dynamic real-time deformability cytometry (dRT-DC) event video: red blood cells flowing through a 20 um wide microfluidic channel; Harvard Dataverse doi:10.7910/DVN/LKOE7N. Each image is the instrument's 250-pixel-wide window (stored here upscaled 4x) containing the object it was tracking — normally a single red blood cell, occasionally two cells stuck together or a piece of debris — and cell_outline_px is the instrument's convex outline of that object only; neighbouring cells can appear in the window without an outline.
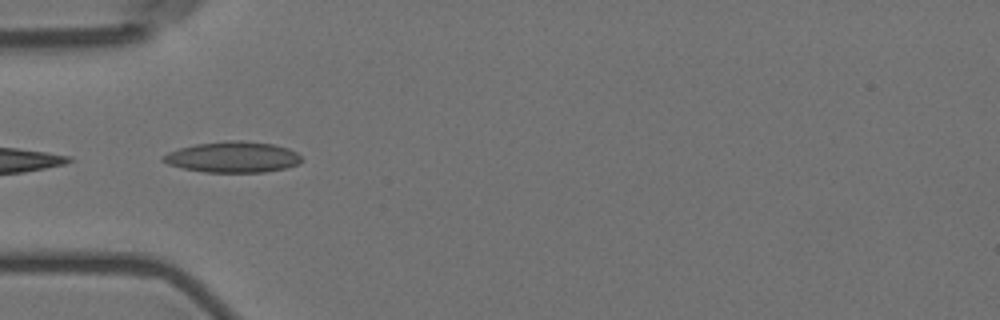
{"species": "Egyptian fruit bat (a non-hibernating species)", "species_latin": "Rousettus aegyptiacus", "temperature_condition": "room temperature", "stored_images_in_passage": 7, "camera_frame_rate_fps": 3000, "um_per_image_px": 0.085, "animal": {"sex": "female"}, "frame": {"image": 1, "passage_image": 2, "time_ms": 1.0, "image_size_px": [1000, 320], "cell_outline_px": [[304, 160], [300, 164], [288, 168], [264, 172], [204, 172], [184, 168], [168, 164], [160, 160], [160, 156], [168, 152], [180, 148], [196, 144], [228, 140], [240, 140], [272, 144], [288, 148], [296, 152]], "centroid_in_image_um": [19.8, 13.35], "position_along_channel_um": 65.2, "area_um2": 25.09}}
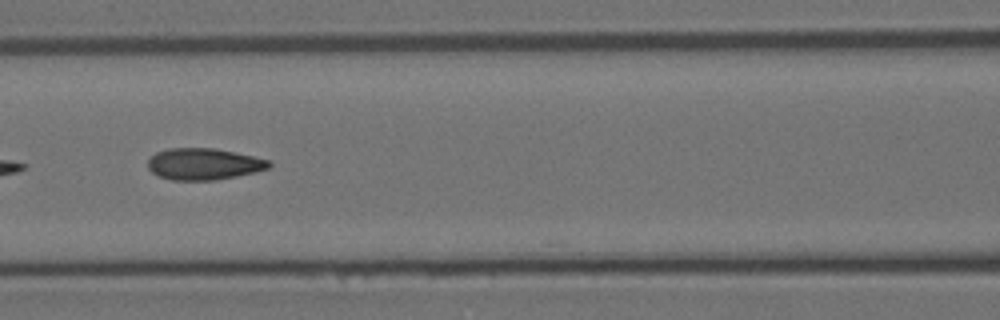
{"frame": {"image": 2, "passage_image": 4, "time_ms": 3.333, "image_size_px": [1000, 320], "cell_outline_px": [[272, 164], [268, 168], [256, 172], [216, 180], [172, 180], [160, 176], [152, 172], [148, 168], [148, 160], [156, 152], [168, 148], [212, 148], [272, 160]], "centroid_in_image_um": [17.33, 13.94], "position_along_channel_um": 149.3, "area_um2": 22.2}}
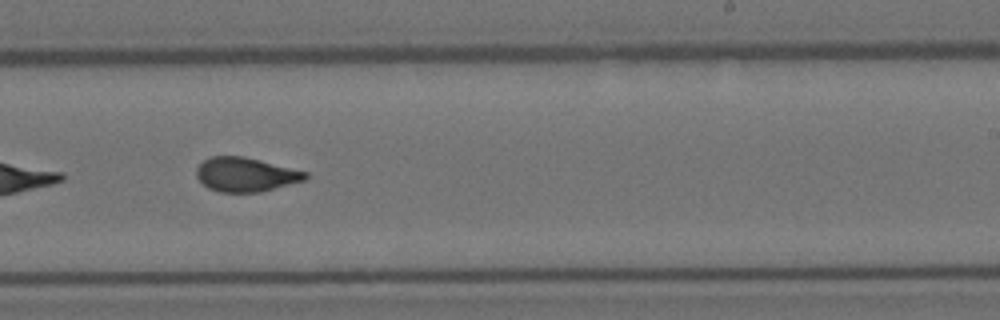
{"frame": {"image": 3, "passage_image": 7, "time_ms": 6.667, "image_size_px": [1000, 320], "cell_outline_px": [[308, 176], [304, 180], [260, 192], [220, 192], [208, 188], [196, 176], [196, 168], [204, 160], [212, 156], [244, 156], [308, 172]], "centroid_in_image_um": [20.86, 14.83], "position_along_channel_um": 268.1, "area_um2": 21.5}}